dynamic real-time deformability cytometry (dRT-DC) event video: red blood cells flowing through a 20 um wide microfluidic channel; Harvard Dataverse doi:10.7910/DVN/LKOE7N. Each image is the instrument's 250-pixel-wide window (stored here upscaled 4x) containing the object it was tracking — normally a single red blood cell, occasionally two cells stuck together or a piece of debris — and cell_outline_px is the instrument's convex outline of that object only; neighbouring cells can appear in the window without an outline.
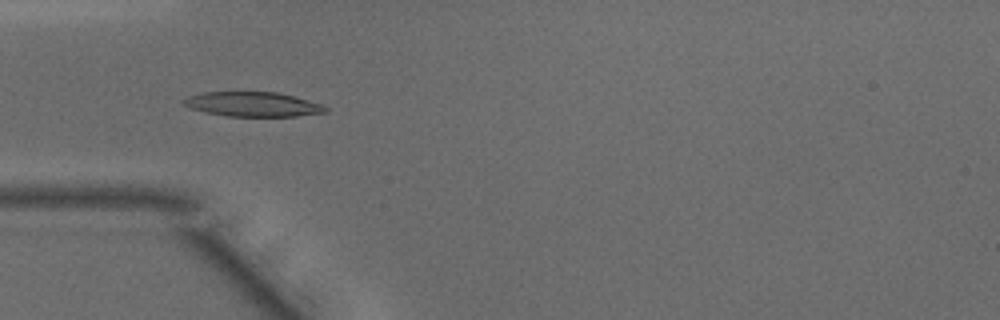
{"species": "common noctule bat (a hibernating species)", "species_latin": "Nyctalus noctula", "temperature_condition": "warm", "stored_images_in_passage": 47, "camera_frame_rate_fps": 3000, "um_per_image_px": 0.085, "animal": {"sex": "male", "body_mass_g": 15.6}, "frame": {"image": 1, "passage_image": 14, "time_ms": 4.333, "image_size_px": [1000, 320], "cell_outline_px": [[328, 112], [296, 116], [228, 116], [208, 112], [192, 108], [184, 104], [180, 100], [188, 96], [204, 92], [276, 92], [292, 96], [320, 104], [328, 108]], "centroid_in_image_um": [21.48, 8.86], "position_along_channel_um": 63.5, "area_um2": 20.0}}
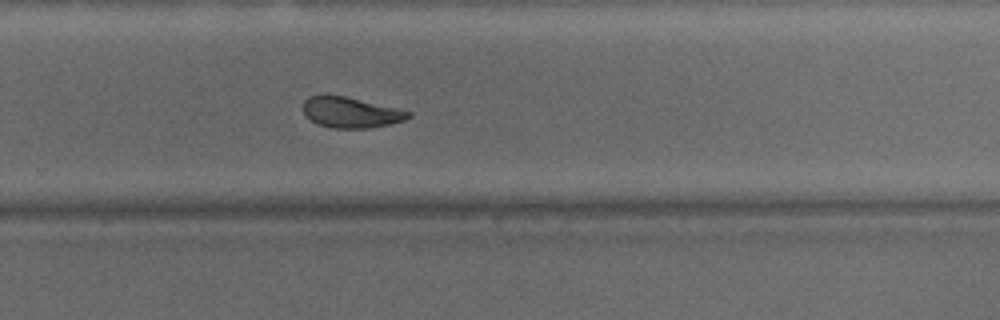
{"frame": {"image": 2, "passage_image": 31, "time_ms": 10.0, "image_size_px": [1000, 320], "cell_outline_px": [[412, 116], [404, 120], [388, 124], [368, 128], [332, 128], [316, 124], [304, 116], [304, 100], [308, 96], [344, 96], [396, 108], [412, 112]], "centroid_in_image_um": [29.79, 9.57], "position_along_channel_um": 300.0, "area_um2": 18.55}}
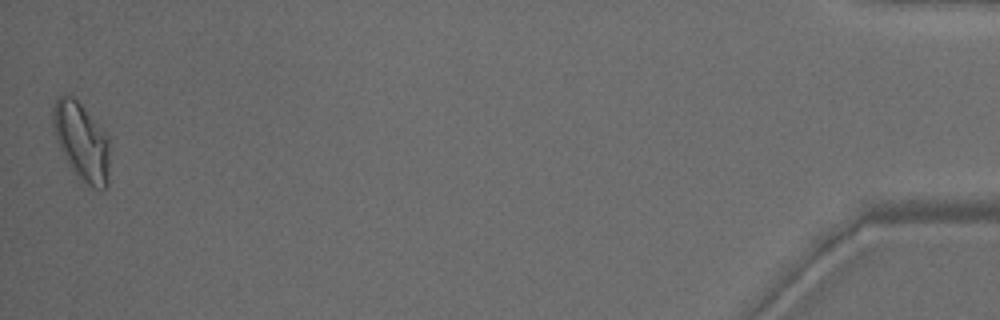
{"frame": {"image": 3, "passage_image": 47, "time_ms": 15.333, "image_size_px": [1000, 320], "cell_outline_px": [[108, 184], [104, 188], [92, 188], [72, 172], [60, 148], [52, 124], [52, 108], [56, 100], [60, 96], [68, 92], [80, 104], [108, 136]], "centroid_in_image_um": [6.91, 12.02], "position_along_channel_um": 428.3, "area_um2": 25.37}, "authors_computed_cell_mechanics": {"area_um2": 20.23, "velocity_mm_per_s": 4.1751, "shape_relaxation_time_tau1_ms": 6.9408, "shape_relaxation_time_tau2_ms": 2.0881, "deformation_change_tau1": 0.2217, "deformation_change_tau2": 0.0828}}